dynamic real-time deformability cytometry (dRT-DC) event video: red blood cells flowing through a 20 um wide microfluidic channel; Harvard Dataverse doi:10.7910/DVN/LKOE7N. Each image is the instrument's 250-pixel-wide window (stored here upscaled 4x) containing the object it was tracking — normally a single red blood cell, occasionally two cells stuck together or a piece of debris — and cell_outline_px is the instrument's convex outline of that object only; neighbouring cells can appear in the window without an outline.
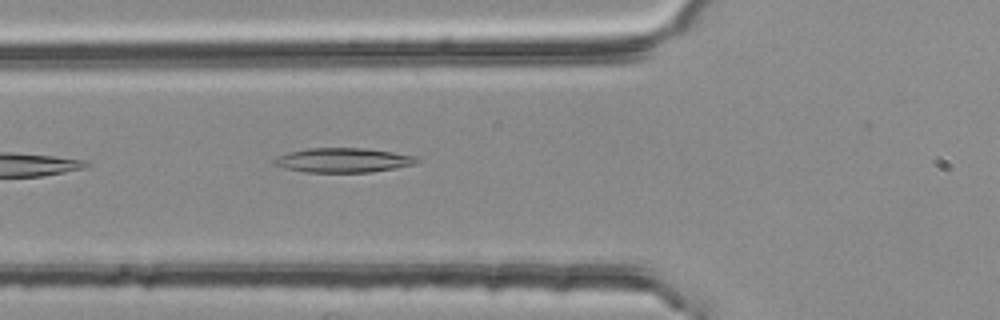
{"species": "common noctule bat (a hibernating species)", "species_latin": "Nyctalus noctula", "temperature_condition": "room temperature", "stored_images_in_passage": 4, "camera_frame_rate_fps": 3000, "um_per_image_px": 0.085, "animal": {"sex": "female", "body_mass_g": 25.1}, "frame": {"image": 1, "passage_image": 4, "time_ms": 1.0, "image_size_px": [1000, 320], "cell_outline_px": [[420, 160], [416, 164], [396, 168], [368, 172], [308, 172], [284, 168], [272, 164], [272, 160], [276, 156], [288, 152], [308, 148], [368, 148], [416, 156]], "centroid_in_image_um": [29.15, 13.61], "position_along_channel_um": 96.6, "area_um2": 20.46}}